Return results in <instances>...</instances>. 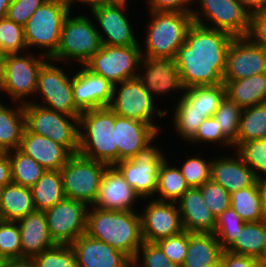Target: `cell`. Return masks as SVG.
Listing matches in <instances>:
<instances>
[{"label":"cell","instance_id":"6da1fadb","mask_svg":"<svg viewBox=\"0 0 266 267\" xmlns=\"http://www.w3.org/2000/svg\"><path fill=\"white\" fill-rule=\"evenodd\" d=\"M233 39L226 32L193 23L175 56L183 87L224 83L227 53Z\"/></svg>","mask_w":266,"mask_h":267},{"label":"cell","instance_id":"7a4b0ae2","mask_svg":"<svg viewBox=\"0 0 266 267\" xmlns=\"http://www.w3.org/2000/svg\"><path fill=\"white\" fill-rule=\"evenodd\" d=\"M88 209L91 211H87L86 234L106 242L133 260L143 243L140 214L93 206Z\"/></svg>","mask_w":266,"mask_h":267},{"label":"cell","instance_id":"3957f363","mask_svg":"<svg viewBox=\"0 0 266 267\" xmlns=\"http://www.w3.org/2000/svg\"><path fill=\"white\" fill-rule=\"evenodd\" d=\"M116 113L110 107L81 112L79 115V149L82 156L113 166L118 162L115 144ZM85 129V130H84Z\"/></svg>","mask_w":266,"mask_h":267},{"label":"cell","instance_id":"277c9868","mask_svg":"<svg viewBox=\"0 0 266 267\" xmlns=\"http://www.w3.org/2000/svg\"><path fill=\"white\" fill-rule=\"evenodd\" d=\"M152 20L146 31V50L143 57L175 58L186 41L189 28L194 23L191 12L149 10Z\"/></svg>","mask_w":266,"mask_h":267},{"label":"cell","instance_id":"5b68a950","mask_svg":"<svg viewBox=\"0 0 266 267\" xmlns=\"http://www.w3.org/2000/svg\"><path fill=\"white\" fill-rule=\"evenodd\" d=\"M24 114L25 127L29 132L64 145L72 154L78 153L79 116L58 113L30 100L24 104Z\"/></svg>","mask_w":266,"mask_h":267},{"label":"cell","instance_id":"8992f818","mask_svg":"<svg viewBox=\"0 0 266 267\" xmlns=\"http://www.w3.org/2000/svg\"><path fill=\"white\" fill-rule=\"evenodd\" d=\"M70 9L61 0H46L24 25L27 48L47 49L44 56L49 59L60 44L61 30Z\"/></svg>","mask_w":266,"mask_h":267},{"label":"cell","instance_id":"52a82bcc","mask_svg":"<svg viewBox=\"0 0 266 267\" xmlns=\"http://www.w3.org/2000/svg\"><path fill=\"white\" fill-rule=\"evenodd\" d=\"M108 166L79 153L73 154L60 169L66 198L93 205Z\"/></svg>","mask_w":266,"mask_h":267},{"label":"cell","instance_id":"ba28073f","mask_svg":"<svg viewBox=\"0 0 266 267\" xmlns=\"http://www.w3.org/2000/svg\"><path fill=\"white\" fill-rule=\"evenodd\" d=\"M69 16L61 30L58 49L50 59L52 62L76 59L84 65L102 46L99 30L86 16Z\"/></svg>","mask_w":266,"mask_h":267},{"label":"cell","instance_id":"9c48e42d","mask_svg":"<svg viewBox=\"0 0 266 267\" xmlns=\"http://www.w3.org/2000/svg\"><path fill=\"white\" fill-rule=\"evenodd\" d=\"M141 45L109 46L103 45L84 66L92 73L102 76L113 86L138 76L136 69L144 54Z\"/></svg>","mask_w":266,"mask_h":267},{"label":"cell","instance_id":"30bf717a","mask_svg":"<svg viewBox=\"0 0 266 267\" xmlns=\"http://www.w3.org/2000/svg\"><path fill=\"white\" fill-rule=\"evenodd\" d=\"M201 12L191 11L194 23L226 32L234 38L247 37L250 30L251 13L239 0H198ZM202 17L213 26L206 25Z\"/></svg>","mask_w":266,"mask_h":267},{"label":"cell","instance_id":"8fae6325","mask_svg":"<svg viewBox=\"0 0 266 267\" xmlns=\"http://www.w3.org/2000/svg\"><path fill=\"white\" fill-rule=\"evenodd\" d=\"M164 155L150 142L131 159L119 161L113 166L139 197L145 199L156 194L159 169L166 159Z\"/></svg>","mask_w":266,"mask_h":267},{"label":"cell","instance_id":"7c38bea8","mask_svg":"<svg viewBox=\"0 0 266 267\" xmlns=\"http://www.w3.org/2000/svg\"><path fill=\"white\" fill-rule=\"evenodd\" d=\"M36 58L20 53L3 55V75L4 85L3 92L11 95L13 101L26 104L24 97L35 94L37 89L38 73L42 65L46 62L44 59L49 58L43 54ZM35 57V58H34ZM24 100V101H23Z\"/></svg>","mask_w":266,"mask_h":267},{"label":"cell","instance_id":"4fadbf2b","mask_svg":"<svg viewBox=\"0 0 266 267\" xmlns=\"http://www.w3.org/2000/svg\"><path fill=\"white\" fill-rule=\"evenodd\" d=\"M49 61L51 59L48 62L46 60L38 73L35 93L43 95L41 97L44 101L38 105L65 115L79 116L81 112L76 108L73 99V76L69 78L62 68L49 64Z\"/></svg>","mask_w":266,"mask_h":267},{"label":"cell","instance_id":"5bb4252c","mask_svg":"<svg viewBox=\"0 0 266 267\" xmlns=\"http://www.w3.org/2000/svg\"><path fill=\"white\" fill-rule=\"evenodd\" d=\"M87 206L82 201L65 198L44 211L50 236L56 244L71 245L86 234Z\"/></svg>","mask_w":266,"mask_h":267},{"label":"cell","instance_id":"9a60e30c","mask_svg":"<svg viewBox=\"0 0 266 267\" xmlns=\"http://www.w3.org/2000/svg\"><path fill=\"white\" fill-rule=\"evenodd\" d=\"M113 86V98L109 106L118 116L143 121L150 124L158 133L159 128L153 124L155 105L154 97L142 85L138 77L127 79Z\"/></svg>","mask_w":266,"mask_h":267},{"label":"cell","instance_id":"2e32d148","mask_svg":"<svg viewBox=\"0 0 266 267\" xmlns=\"http://www.w3.org/2000/svg\"><path fill=\"white\" fill-rule=\"evenodd\" d=\"M176 202L153 200L140 213L143 241L158 240L177 235L184 231L181 215Z\"/></svg>","mask_w":266,"mask_h":267},{"label":"cell","instance_id":"e0dca14e","mask_svg":"<svg viewBox=\"0 0 266 267\" xmlns=\"http://www.w3.org/2000/svg\"><path fill=\"white\" fill-rule=\"evenodd\" d=\"M266 73V51L248 37L234 38L229 46L223 80H241Z\"/></svg>","mask_w":266,"mask_h":267},{"label":"cell","instance_id":"ac0fdd59","mask_svg":"<svg viewBox=\"0 0 266 267\" xmlns=\"http://www.w3.org/2000/svg\"><path fill=\"white\" fill-rule=\"evenodd\" d=\"M126 3L103 2L93 8V16L101 27L99 31L103 45L109 46H133L140 45L132 31L131 24L125 12ZM104 35V36H103ZM107 37H106V36Z\"/></svg>","mask_w":266,"mask_h":267},{"label":"cell","instance_id":"d6986e66","mask_svg":"<svg viewBox=\"0 0 266 267\" xmlns=\"http://www.w3.org/2000/svg\"><path fill=\"white\" fill-rule=\"evenodd\" d=\"M73 75L72 90L76 108L80 112L109 107L113 85L102 76L92 73L84 65Z\"/></svg>","mask_w":266,"mask_h":267},{"label":"cell","instance_id":"ffe728a7","mask_svg":"<svg viewBox=\"0 0 266 267\" xmlns=\"http://www.w3.org/2000/svg\"><path fill=\"white\" fill-rule=\"evenodd\" d=\"M78 267H133V260L106 242L79 236L71 244Z\"/></svg>","mask_w":266,"mask_h":267},{"label":"cell","instance_id":"44dd1931","mask_svg":"<svg viewBox=\"0 0 266 267\" xmlns=\"http://www.w3.org/2000/svg\"><path fill=\"white\" fill-rule=\"evenodd\" d=\"M140 199L114 166H108L101 180L93 207L103 210L135 211L132 205Z\"/></svg>","mask_w":266,"mask_h":267},{"label":"cell","instance_id":"7402d4cb","mask_svg":"<svg viewBox=\"0 0 266 267\" xmlns=\"http://www.w3.org/2000/svg\"><path fill=\"white\" fill-rule=\"evenodd\" d=\"M145 74H138V79L154 97V93L163 95L172 91H184L175 58L142 57Z\"/></svg>","mask_w":266,"mask_h":267},{"label":"cell","instance_id":"603a6c76","mask_svg":"<svg viewBox=\"0 0 266 267\" xmlns=\"http://www.w3.org/2000/svg\"><path fill=\"white\" fill-rule=\"evenodd\" d=\"M115 144L118 147V162L131 159L159 134L150 124L116 114Z\"/></svg>","mask_w":266,"mask_h":267},{"label":"cell","instance_id":"cb8c5ba5","mask_svg":"<svg viewBox=\"0 0 266 267\" xmlns=\"http://www.w3.org/2000/svg\"><path fill=\"white\" fill-rule=\"evenodd\" d=\"M19 149L37 161L45 170H60L73 155L64 145L43 135L29 132L26 128Z\"/></svg>","mask_w":266,"mask_h":267},{"label":"cell","instance_id":"d4e9b609","mask_svg":"<svg viewBox=\"0 0 266 267\" xmlns=\"http://www.w3.org/2000/svg\"><path fill=\"white\" fill-rule=\"evenodd\" d=\"M234 157L224 156L211 162L210 179L222 185L230 194L253 186L257 178L253 170L236 151Z\"/></svg>","mask_w":266,"mask_h":267},{"label":"cell","instance_id":"484cf974","mask_svg":"<svg viewBox=\"0 0 266 267\" xmlns=\"http://www.w3.org/2000/svg\"><path fill=\"white\" fill-rule=\"evenodd\" d=\"M176 203L184 230L214 233L216 218L205 204L199 188L188 189Z\"/></svg>","mask_w":266,"mask_h":267},{"label":"cell","instance_id":"4316f807","mask_svg":"<svg viewBox=\"0 0 266 267\" xmlns=\"http://www.w3.org/2000/svg\"><path fill=\"white\" fill-rule=\"evenodd\" d=\"M17 223L20 230L22 258H32L56 245L50 236L44 211L35 210Z\"/></svg>","mask_w":266,"mask_h":267},{"label":"cell","instance_id":"83f0119b","mask_svg":"<svg viewBox=\"0 0 266 267\" xmlns=\"http://www.w3.org/2000/svg\"><path fill=\"white\" fill-rule=\"evenodd\" d=\"M222 252L214 233L189 232V246L181 267H209L221 259Z\"/></svg>","mask_w":266,"mask_h":267},{"label":"cell","instance_id":"f1b7e54d","mask_svg":"<svg viewBox=\"0 0 266 267\" xmlns=\"http://www.w3.org/2000/svg\"><path fill=\"white\" fill-rule=\"evenodd\" d=\"M223 82L226 95L242 109L266 103V73Z\"/></svg>","mask_w":266,"mask_h":267},{"label":"cell","instance_id":"f546056e","mask_svg":"<svg viewBox=\"0 0 266 267\" xmlns=\"http://www.w3.org/2000/svg\"><path fill=\"white\" fill-rule=\"evenodd\" d=\"M35 210L31 188L13 182L3 187L0 203L1 220L18 221Z\"/></svg>","mask_w":266,"mask_h":267},{"label":"cell","instance_id":"4dcf8cb0","mask_svg":"<svg viewBox=\"0 0 266 267\" xmlns=\"http://www.w3.org/2000/svg\"><path fill=\"white\" fill-rule=\"evenodd\" d=\"M5 106L0 103V152H12L20 148L26 128L24 105L16 109Z\"/></svg>","mask_w":266,"mask_h":267},{"label":"cell","instance_id":"1f68e13d","mask_svg":"<svg viewBox=\"0 0 266 267\" xmlns=\"http://www.w3.org/2000/svg\"><path fill=\"white\" fill-rule=\"evenodd\" d=\"M227 251L262 259L266 253V219L246 222Z\"/></svg>","mask_w":266,"mask_h":267},{"label":"cell","instance_id":"d6a6232c","mask_svg":"<svg viewBox=\"0 0 266 267\" xmlns=\"http://www.w3.org/2000/svg\"><path fill=\"white\" fill-rule=\"evenodd\" d=\"M184 91L180 99L191 108V111L206 114V118L213 117L226 95L224 83L214 86L187 87Z\"/></svg>","mask_w":266,"mask_h":267},{"label":"cell","instance_id":"836d02e7","mask_svg":"<svg viewBox=\"0 0 266 267\" xmlns=\"http://www.w3.org/2000/svg\"><path fill=\"white\" fill-rule=\"evenodd\" d=\"M36 210L45 211L66 198L60 170H46L31 187Z\"/></svg>","mask_w":266,"mask_h":267},{"label":"cell","instance_id":"e575fe53","mask_svg":"<svg viewBox=\"0 0 266 267\" xmlns=\"http://www.w3.org/2000/svg\"><path fill=\"white\" fill-rule=\"evenodd\" d=\"M230 198L231 207L244 222H256L266 219L257 182L253 186L231 193Z\"/></svg>","mask_w":266,"mask_h":267},{"label":"cell","instance_id":"d590c367","mask_svg":"<svg viewBox=\"0 0 266 267\" xmlns=\"http://www.w3.org/2000/svg\"><path fill=\"white\" fill-rule=\"evenodd\" d=\"M169 166L166 158L159 169L156 193L161 195L157 200L177 202L190 187L180 169Z\"/></svg>","mask_w":266,"mask_h":267},{"label":"cell","instance_id":"8d00e7d4","mask_svg":"<svg viewBox=\"0 0 266 267\" xmlns=\"http://www.w3.org/2000/svg\"><path fill=\"white\" fill-rule=\"evenodd\" d=\"M266 138V103L243 109L239 134L234 147L242 143Z\"/></svg>","mask_w":266,"mask_h":267},{"label":"cell","instance_id":"74e56055","mask_svg":"<svg viewBox=\"0 0 266 267\" xmlns=\"http://www.w3.org/2000/svg\"><path fill=\"white\" fill-rule=\"evenodd\" d=\"M11 155L8 152L11 162L12 182L31 188L45 173V169L32 157L26 155L20 149H15Z\"/></svg>","mask_w":266,"mask_h":267},{"label":"cell","instance_id":"f35d334b","mask_svg":"<svg viewBox=\"0 0 266 267\" xmlns=\"http://www.w3.org/2000/svg\"><path fill=\"white\" fill-rule=\"evenodd\" d=\"M243 109L227 95L221 100L213 117L218 121L222 134L234 145L237 141Z\"/></svg>","mask_w":266,"mask_h":267},{"label":"cell","instance_id":"ab89813d","mask_svg":"<svg viewBox=\"0 0 266 267\" xmlns=\"http://www.w3.org/2000/svg\"><path fill=\"white\" fill-rule=\"evenodd\" d=\"M245 223L232 207L224 210L216 218L214 234L223 250H227L234 243Z\"/></svg>","mask_w":266,"mask_h":267},{"label":"cell","instance_id":"60d3db41","mask_svg":"<svg viewBox=\"0 0 266 267\" xmlns=\"http://www.w3.org/2000/svg\"><path fill=\"white\" fill-rule=\"evenodd\" d=\"M27 49L24 26L9 20L0 19V55L21 53Z\"/></svg>","mask_w":266,"mask_h":267},{"label":"cell","instance_id":"b9f144b4","mask_svg":"<svg viewBox=\"0 0 266 267\" xmlns=\"http://www.w3.org/2000/svg\"><path fill=\"white\" fill-rule=\"evenodd\" d=\"M35 267H78L71 245L56 244L32 257Z\"/></svg>","mask_w":266,"mask_h":267},{"label":"cell","instance_id":"7bdbcfd3","mask_svg":"<svg viewBox=\"0 0 266 267\" xmlns=\"http://www.w3.org/2000/svg\"><path fill=\"white\" fill-rule=\"evenodd\" d=\"M178 104L175 107L174 126L184 140H191L197 133L199 126L206 119V114H201L198 111H191L181 99H178Z\"/></svg>","mask_w":266,"mask_h":267},{"label":"cell","instance_id":"ee69618b","mask_svg":"<svg viewBox=\"0 0 266 267\" xmlns=\"http://www.w3.org/2000/svg\"><path fill=\"white\" fill-rule=\"evenodd\" d=\"M236 151L253 170L257 179L262 177L261 172L266 175V138L244 142Z\"/></svg>","mask_w":266,"mask_h":267},{"label":"cell","instance_id":"f6af8a7d","mask_svg":"<svg viewBox=\"0 0 266 267\" xmlns=\"http://www.w3.org/2000/svg\"><path fill=\"white\" fill-rule=\"evenodd\" d=\"M0 254L6 259L22 258L20 230L17 221L0 219Z\"/></svg>","mask_w":266,"mask_h":267},{"label":"cell","instance_id":"bcb514c9","mask_svg":"<svg viewBox=\"0 0 266 267\" xmlns=\"http://www.w3.org/2000/svg\"><path fill=\"white\" fill-rule=\"evenodd\" d=\"M203 199L212 214L217 218L224 210L231 207L230 193L220 184L206 181L199 187Z\"/></svg>","mask_w":266,"mask_h":267},{"label":"cell","instance_id":"7dc6e473","mask_svg":"<svg viewBox=\"0 0 266 267\" xmlns=\"http://www.w3.org/2000/svg\"><path fill=\"white\" fill-rule=\"evenodd\" d=\"M211 161L199 157L188 158L179 169L190 188H199L210 180Z\"/></svg>","mask_w":266,"mask_h":267},{"label":"cell","instance_id":"c3c4849f","mask_svg":"<svg viewBox=\"0 0 266 267\" xmlns=\"http://www.w3.org/2000/svg\"><path fill=\"white\" fill-rule=\"evenodd\" d=\"M164 254L174 264L183 265L189 246V232L184 230L181 233L162 238L156 242Z\"/></svg>","mask_w":266,"mask_h":267},{"label":"cell","instance_id":"681fc988","mask_svg":"<svg viewBox=\"0 0 266 267\" xmlns=\"http://www.w3.org/2000/svg\"><path fill=\"white\" fill-rule=\"evenodd\" d=\"M142 252V253H140ZM142 255L141 262L142 266L139 264L140 254ZM139 265L140 267H180L174 264L170 259L164 254L163 250L156 242H146L143 241L142 245L137 251V255L133 259V267Z\"/></svg>","mask_w":266,"mask_h":267},{"label":"cell","instance_id":"f907efd6","mask_svg":"<svg viewBox=\"0 0 266 267\" xmlns=\"http://www.w3.org/2000/svg\"><path fill=\"white\" fill-rule=\"evenodd\" d=\"M220 142L224 146L234 145L222 134L221 127L218 125V121L214 117H209L203 120L202 124L199 126V129L195 136L190 140V142Z\"/></svg>","mask_w":266,"mask_h":267},{"label":"cell","instance_id":"816d5d0a","mask_svg":"<svg viewBox=\"0 0 266 267\" xmlns=\"http://www.w3.org/2000/svg\"><path fill=\"white\" fill-rule=\"evenodd\" d=\"M46 0H12L8 8L7 18L24 26L33 13Z\"/></svg>","mask_w":266,"mask_h":267},{"label":"cell","instance_id":"f5cc1de1","mask_svg":"<svg viewBox=\"0 0 266 267\" xmlns=\"http://www.w3.org/2000/svg\"><path fill=\"white\" fill-rule=\"evenodd\" d=\"M247 37L266 51V10L251 15L250 30Z\"/></svg>","mask_w":266,"mask_h":267},{"label":"cell","instance_id":"db71d44e","mask_svg":"<svg viewBox=\"0 0 266 267\" xmlns=\"http://www.w3.org/2000/svg\"><path fill=\"white\" fill-rule=\"evenodd\" d=\"M221 258L224 267H262V259L231 253L223 250Z\"/></svg>","mask_w":266,"mask_h":267},{"label":"cell","instance_id":"11a10c76","mask_svg":"<svg viewBox=\"0 0 266 267\" xmlns=\"http://www.w3.org/2000/svg\"><path fill=\"white\" fill-rule=\"evenodd\" d=\"M149 10L169 11V12H191L193 9L187 8L193 0H147Z\"/></svg>","mask_w":266,"mask_h":267},{"label":"cell","instance_id":"9f6ffc18","mask_svg":"<svg viewBox=\"0 0 266 267\" xmlns=\"http://www.w3.org/2000/svg\"><path fill=\"white\" fill-rule=\"evenodd\" d=\"M12 182L11 162L8 152H0V186Z\"/></svg>","mask_w":266,"mask_h":267},{"label":"cell","instance_id":"6f0895ef","mask_svg":"<svg viewBox=\"0 0 266 267\" xmlns=\"http://www.w3.org/2000/svg\"><path fill=\"white\" fill-rule=\"evenodd\" d=\"M240 3L251 13L266 10V0H239Z\"/></svg>","mask_w":266,"mask_h":267},{"label":"cell","instance_id":"680465c9","mask_svg":"<svg viewBox=\"0 0 266 267\" xmlns=\"http://www.w3.org/2000/svg\"><path fill=\"white\" fill-rule=\"evenodd\" d=\"M4 267H35L32 258L7 259Z\"/></svg>","mask_w":266,"mask_h":267},{"label":"cell","instance_id":"91938a15","mask_svg":"<svg viewBox=\"0 0 266 267\" xmlns=\"http://www.w3.org/2000/svg\"><path fill=\"white\" fill-rule=\"evenodd\" d=\"M257 184L261 193L262 208L266 217V178L257 179Z\"/></svg>","mask_w":266,"mask_h":267},{"label":"cell","instance_id":"94428289","mask_svg":"<svg viewBox=\"0 0 266 267\" xmlns=\"http://www.w3.org/2000/svg\"><path fill=\"white\" fill-rule=\"evenodd\" d=\"M64 2V4L69 8L71 9V5L73 4L72 2H76V1H79L80 2H83V3H87L91 8L99 5L102 3V0H61Z\"/></svg>","mask_w":266,"mask_h":267},{"label":"cell","instance_id":"6125c7cd","mask_svg":"<svg viewBox=\"0 0 266 267\" xmlns=\"http://www.w3.org/2000/svg\"><path fill=\"white\" fill-rule=\"evenodd\" d=\"M11 3L12 0H0V19L7 17L8 8Z\"/></svg>","mask_w":266,"mask_h":267},{"label":"cell","instance_id":"be15d7a7","mask_svg":"<svg viewBox=\"0 0 266 267\" xmlns=\"http://www.w3.org/2000/svg\"><path fill=\"white\" fill-rule=\"evenodd\" d=\"M4 75H3V55H0V93L3 91Z\"/></svg>","mask_w":266,"mask_h":267},{"label":"cell","instance_id":"e7e4bbea","mask_svg":"<svg viewBox=\"0 0 266 267\" xmlns=\"http://www.w3.org/2000/svg\"><path fill=\"white\" fill-rule=\"evenodd\" d=\"M103 2L129 3L128 0H102V3Z\"/></svg>","mask_w":266,"mask_h":267},{"label":"cell","instance_id":"03108f58","mask_svg":"<svg viewBox=\"0 0 266 267\" xmlns=\"http://www.w3.org/2000/svg\"><path fill=\"white\" fill-rule=\"evenodd\" d=\"M209 267H224L222 258L213 265H210Z\"/></svg>","mask_w":266,"mask_h":267},{"label":"cell","instance_id":"003e7915","mask_svg":"<svg viewBox=\"0 0 266 267\" xmlns=\"http://www.w3.org/2000/svg\"><path fill=\"white\" fill-rule=\"evenodd\" d=\"M7 259L0 254V267H4L5 263H6Z\"/></svg>","mask_w":266,"mask_h":267},{"label":"cell","instance_id":"a7ac6f4b","mask_svg":"<svg viewBox=\"0 0 266 267\" xmlns=\"http://www.w3.org/2000/svg\"><path fill=\"white\" fill-rule=\"evenodd\" d=\"M2 190H3V187L0 186V203H1Z\"/></svg>","mask_w":266,"mask_h":267},{"label":"cell","instance_id":"89a4df30","mask_svg":"<svg viewBox=\"0 0 266 267\" xmlns=\"http://www.w3.org/2000/svg\"><path fill=\"white\" fill-rule=\"evenodd\" d=\"M262 261L264 262V265H266V253H265L264 257L262 258Z\"/></svg>","mask_w":266,"mask_h":267}]
</instances>
